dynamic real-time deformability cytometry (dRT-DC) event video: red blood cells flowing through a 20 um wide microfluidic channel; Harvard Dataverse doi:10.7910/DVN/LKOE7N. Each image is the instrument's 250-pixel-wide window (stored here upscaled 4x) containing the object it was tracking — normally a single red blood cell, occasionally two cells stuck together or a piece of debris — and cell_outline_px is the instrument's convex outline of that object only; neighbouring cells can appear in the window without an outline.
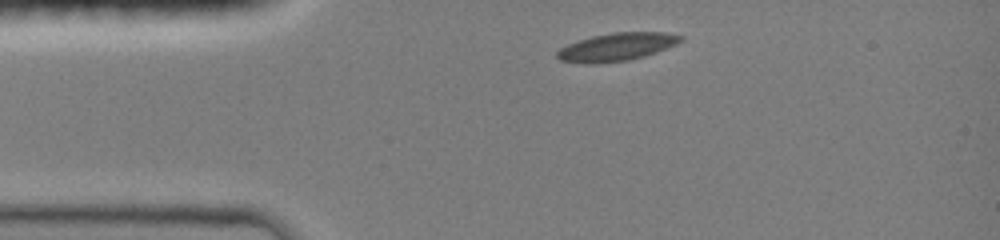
{"species": "common noctule bat (a hibernating species)", "species_latin": "Nyctalus noctula", "temperature_condition": "room temperature", "stored_images_in_passage": 2, "camera_frame_rate_fps": 3000, "um_per_image_px": 0.085, "animal": {"sex": "female", "body_mass_g": 19.0, "forearm_length_mm": 51.5}, "frame": {"image": 1, "passage_image": 1, "time_ms": 0.0, "image_size_px": [1000, 240], "cell_outline_px": [[684, 40], [676, 44], [656, 52], [644, 56], [628, 60], [596, 64], [584, 64], [560, 60], [556, 56], [556, 52], [560, 48], [568, 44], [592, 36], [612, 32], [668, 32], [684, 36]], "centroid_in_image_um": [52.43, 3.99], "position_along_channel_um": 32.6, "area_um2": 20.23}}